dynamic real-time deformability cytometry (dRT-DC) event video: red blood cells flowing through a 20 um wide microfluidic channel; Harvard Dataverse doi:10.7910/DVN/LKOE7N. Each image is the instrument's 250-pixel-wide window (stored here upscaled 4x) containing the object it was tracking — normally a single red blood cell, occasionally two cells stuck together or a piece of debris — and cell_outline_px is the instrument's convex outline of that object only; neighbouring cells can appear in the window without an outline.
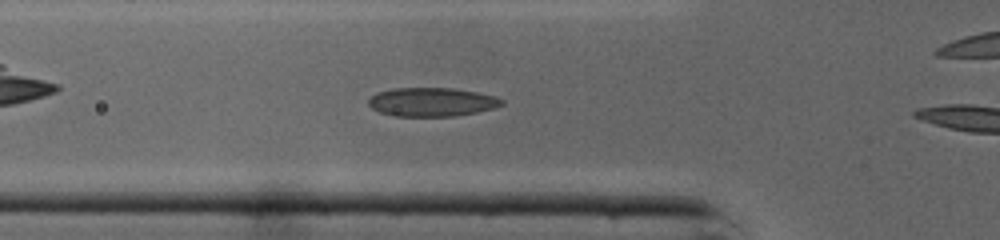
{"species": "common noctule bat (a hibernating species)", "species_latin": "Nyctalus noctula", "temperature_condition": "cold", "stored_images_in_passage": 10, "camera_frame_rate_fps": 3000, "um_per_image_px": 0.085, "animal": {"sex": "male", "body_mass_g": 19.0, "forearm_length_mm": 50.8}, "frame": {"image": 1, "passage_image": 9, "time_ms": 2.667, "image_size_px": [1000, 240], "cell_outline_px": [[504, 104], [496, 108], [456, 116], [396, 116], [380, 112], [372, 108], [368, 104], [368, 100], [376, 92], [392, 88], [452, 88], [476, 92], [496, 96], [504, 100]], "centroid_in_image_um": [36.72, 8.67], "position_along_channel_um": 89.1, "area_um2": 22.43}}